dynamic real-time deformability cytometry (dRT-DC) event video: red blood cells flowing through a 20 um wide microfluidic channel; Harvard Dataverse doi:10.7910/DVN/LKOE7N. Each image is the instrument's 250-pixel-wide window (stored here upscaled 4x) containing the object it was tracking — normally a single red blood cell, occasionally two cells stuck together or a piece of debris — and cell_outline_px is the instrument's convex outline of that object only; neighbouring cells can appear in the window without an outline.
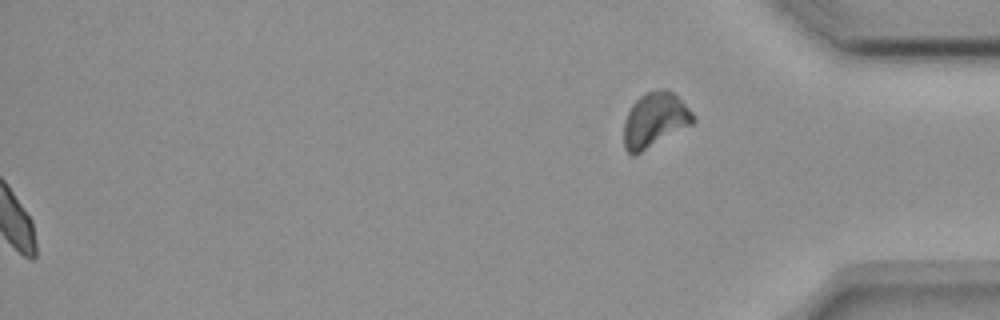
{"species": "common noctule bat (a hibernating species)", "species_latin": "Nyctalus noctula", "temperature_condition": "room temperature", "stored_images_in_passage": 44, "segment_of_instrument_passage": [2, 2], "camera_frame_rate_fps": 3000, "um_per_image_px": 0.085, "animal": {"sex": "female", "body_mass_g": 18.4}, "frame": {"image": 1, "passage_image": 44, "time_ms": 14.333, "image_size_px": [1000, 320], "cell_outline_px": [[696, 120], [692, 124], [636, 156], [632, 156], [624, 148], [624, 120], [632, 104], [644, 92], [664, 88], [672, 92], [696, 116]], "centroid_in_image_um": [55.64, 10.22], "position_along_channel_um": 379.6, "area_um2": 22.25}}